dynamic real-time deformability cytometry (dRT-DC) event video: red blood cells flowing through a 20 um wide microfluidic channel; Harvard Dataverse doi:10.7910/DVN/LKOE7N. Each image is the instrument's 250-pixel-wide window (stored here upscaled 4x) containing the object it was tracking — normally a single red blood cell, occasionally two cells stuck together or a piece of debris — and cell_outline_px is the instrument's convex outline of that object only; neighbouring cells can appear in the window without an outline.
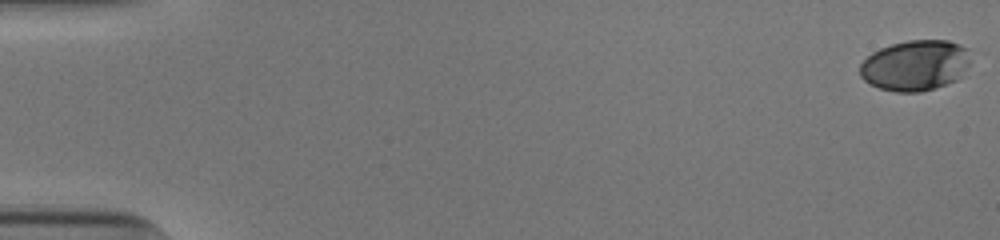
{"species": "human", "species_latin": "Homo sapiens", "temperature_condition": "cold", "stored_images_in_passage": 51, "camera_frame_rate_fps": 3000, "um_per_image_px": 0.085, "donor": {"sex": "male"}, "frame": {"image": 1, "passage_image": 1, "time_ms": 0.0, "image_size_px": [1000, 240], "cell_outline_px": [[968, 64], [960, 76], [956, 80], [920, 92], [896, 92], [880, 88], [864, 80], [860, 76], [860, 64], [872, 52], [880, 48], [892, 44], [908, 40], [948, 40], [960, 44], [968, 48]], "centroid_in_image_um": [77.77, 5.54], "position_along_channel_um": 7.2, "area_um2": 32.37}}
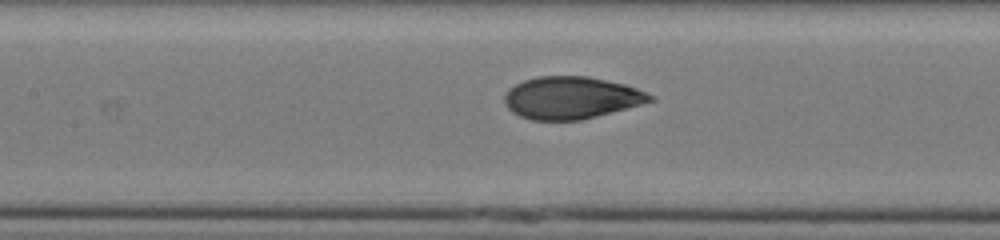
{"frame": {"image": 2, "passage_image": 26, "time_ms": 8.333, "image_size_px": [1000, 240], "cell_outline_px": [[656, 100], [596, 116], [580, 120], [532, 120], [520, 116], [512, 112], [508, 108], [504, 100], [504, 96], [508, 88], [524, 80], [540, 76], [588, 76], [624, 84], [636, 88], [656, 96]], "centroid_in_image_um": [48.55, 8.31], "position_along_channel_um": 158.8, "area_um2": 35.78}}
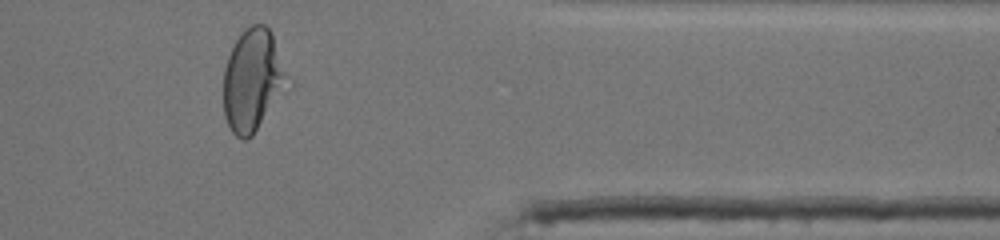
{"frame": {"image": 3, "passage_image": 45, "time_ms": 14.667, "image_size_px": [1000, 240], "cell_outline_px": [[284, 84], [252, 136], [248, 140], [240, 140], [232, 132], [224, 116], [224, 68], [228, 56], [236, 40], [252, 24], [264, 24], [272, 32], [284, 72]], "centroid_in_image_um": [21.37, 6.82], "position_along_channel_um": 390.0, "area_um2": 36.07}, "authors_computed_cell_mechanics": {"area_um2": 35.6626, "velocity_mm_per_s": 3.9164, "shape_relaxation_time_tau1_ms": 4.8547, "shape_relaxation_time_tau2_ms": 0.8239, "deformation_change_tau1": 0.1804, "deformation_change_tau2": 0.0585}}